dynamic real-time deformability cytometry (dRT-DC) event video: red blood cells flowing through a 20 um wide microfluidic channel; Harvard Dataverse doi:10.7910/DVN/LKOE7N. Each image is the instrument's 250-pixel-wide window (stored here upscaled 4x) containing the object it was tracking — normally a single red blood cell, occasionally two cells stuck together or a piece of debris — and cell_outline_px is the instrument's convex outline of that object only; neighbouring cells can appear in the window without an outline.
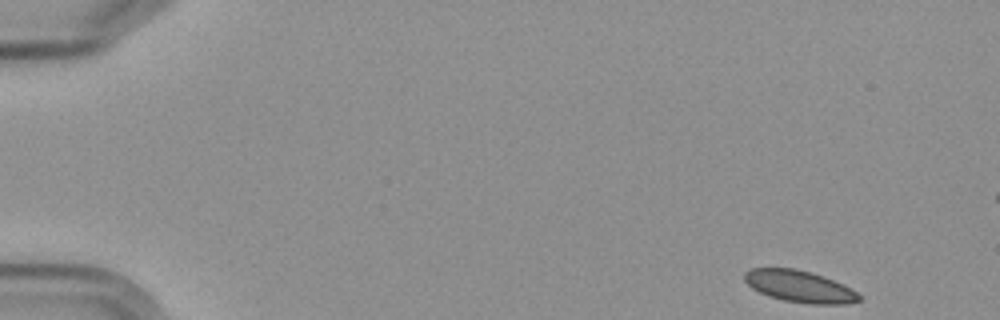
{"species": "Egyptian fruit bat (a non-hibernating species)", "species_latin": "Rousettus aegyptiacus", "temperature_condition": "cold", "stored_images_in_passage": 5, "camera_frame_rate_fps": 3000, "um_per_image_px": 0.085, "frame": {"image": 1, "passage_image": 1, "time_ms": 0.0, "image_size_px": [1000, 320], "cell_outline_px": [[860, 300], [848, 304], [808, 304], [784, 300], [768, 296], [752, 288], [744, 280], [744, 272], [752, 268], [796, 268], [812, 272], [824, 276], [844, 284], [856, 292], [860, 296]], "centroid_in_image_um": [67.96, 24.34], "position_along_channel_um": 17.0, "area_um2": 21.33}}